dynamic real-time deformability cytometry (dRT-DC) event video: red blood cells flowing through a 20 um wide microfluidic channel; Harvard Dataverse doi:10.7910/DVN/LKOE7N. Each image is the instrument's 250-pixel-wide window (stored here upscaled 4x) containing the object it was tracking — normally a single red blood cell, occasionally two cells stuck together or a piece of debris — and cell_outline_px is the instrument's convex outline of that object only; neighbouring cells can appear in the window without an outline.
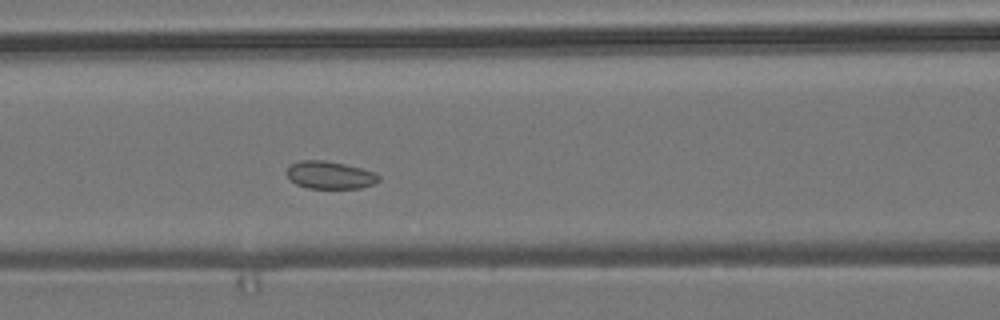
{"species": "common noctule bat (a hibernating species)", "species_latin": "Nyctalus noctula", "temperature_condition": "room temperature", "stored_images_in_passage": 6, "camera_frame_rate_fps": 3000, "um_per_image_px": 0.085, "animal": {"sex": "male", "body_mass_g": 19.2, "forearm_length_mm": 51.8}, "frame": {"image": 1, "passage_image": 6, "time_ms": 5.667, "image_size_px": [1000, 320], "cell_outline_px": [[380, 180], [372, 184], [360, 188], [308, 188], [296, 184], [284, 172], [292, 164], [300, 160], [324, 160], [344, 164], [376, 172], [380, 176]], "centroid_in_image_um": [28.04, 14.88], "position_along_channel_um": 138.6, "area_um2": 14.74}}